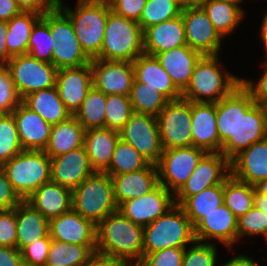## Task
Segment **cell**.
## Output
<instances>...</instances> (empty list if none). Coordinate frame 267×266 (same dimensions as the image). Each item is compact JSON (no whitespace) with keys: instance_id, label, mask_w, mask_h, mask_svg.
<instances>
[{"instance_id":"1","label":"cell","mask_w":267,"mask_h":266,"mask_svg":"<svg viewBox=\"0 0 267 266\" xmlns=\"http://www.w3.org/2000/svg\"><path fill=\"white\" fill-rule=\"evenodd\" d=\"M216 120L221 153L229 161L267 137V110L241 84L216 102Z\"/></svg>"},{"instance_id":"2","label":"cell","mask_w":267,"mask_h":266,"mask_svg":"<svg viewBox=\"0 0 267 266\" xmlns=\"http://www.w3.org/2000/svg\"><path fill=\"white\" fill-rule=\"evenodd\" d=\"M143 235V226L117 210L96 226V251L137 266L143 258Z\"/></svg>"},{"instance_id":"3","label":"cell","mask_w":267,"mask_h":266,"mask_svg":"<svg viewBox=\"0 0 267 266\" xmlns=\"http://www.w3.org/2000/svg\"><path fill=\"white\" fill-rule=\"evenodd\" d=\"M218 57L219 55H203L200 58L189 85L182 92L183 99L190 102L216 103L241 84L240 77L222 69L223 65L221 67Z\"/></svg>"},{"instance_id":"4","label":"cell","mask_w":267,"mask_h":266,"mask_svg":"<svg viewBox=\"0 0 267 266\" xmlns=\"http://www.w3.org/2000/svg\"><path fill=\"white\" fill-rule=\"evenodd\" d=\"M57 6L71 20L75 35L85 54L94 59L100 54L104 39V29L111 11L108 0H77L75 10L64 1Z\"/></svg>"},{"instance_id":"5","label":"cell","mask_w":267,"mask_h":266,"mask_svg":"<svg viewBox=\"0 0 267 266\" xmlns=\"http://www.w3.org/2000/svg\"><path fill=\"white\" fill-rule=\"evenodd\" d=\"M196 241L194 226L179 205H173L164 215L144 226L143 257L167 249L186 248Z\"/></svg>"},{"instance_id":"6","label":"cell","mask_w":267,"mask_h":266,"mask_svg":"<svg viewBox=\"0 0 267 266\" xmlns=\"http://www.w3.org/2000/svg\"><path fill=\"white\" fill-rule=\"evenodd\" d=\"M144 53L143 30L138 22L108 13L100 54L104 60L133 62Z\"/></svg>"},{"instance_id":"7","label":"cell","mask_w":267,"mask_h":266,"mask_svg":"<svg viewBox=\"0 0 267 266\" xmlns=\"http://www.w3.org/2000/svg\"><path fill=\"white\" fill-rule=\"evenodd\" d=\"M72 209L96 226L118 210L112 178L105 172H95L73 190Z\"/></svg>"},{"instance_id":"8","label":"cell","mask_w":267,"mask_h":266,"mask_svg":"<svg viewBox=\"0 0 267 266\" xmlns=\"http://www.w3.org/2000/svg\"><path fill=\"white\" fill-rule=\"evenodd\" d=\"M1 167L22 200L51 181V159L44 150H23Z\"/></svg>"},{"instance_id":"9","label":"cell","mask_w":267,"mask_h":266,"mask_svg":"<svg viewBox=\"0 0 267 266\" xmlns=\"http://www.w3.org/2000/svg\"><path fill=\"white\" fill-rule=\"evenodd\" d=\"M42 18L49 24L52 44V64L59 70L89 64L91 59L83 51L69 17L56 5Z\"/></svg>"},{"instance_id":"10","label":"cell","mask_w":267,"mask_h":266,"mask_svg":"<svg viewBox=\"0 0 267 266\" xmlns=\"http://www.w3.org/2000/svg\"><path fill=\"white\" fill-rule=\"evenodd\" d=\"M5 65L21 99L32 92L56 85L58 69L53 64L39 61L29 54L12 56Z\"/></svg>"},{"instance_id":"11","label":"cell","mask_w":267,"mask_h":266,"mask_svg":"<svg viewBox=\"0 0 267 266\" xmlns=\"http://www.w3.org/2000/svg\"><path fill=\"white\" fill-rule=\"evenodd\" d=\"M206 153L194 146L163 150L156 164L159 184L175 195L190 178Z\"/></svg>"},{"instance_id":"12","label":"cell","mask_w":267,"mask_h":266,"mask_svg":"<svg viewBox=\"0 0 267 266\" xmlns=\"http://www.w3.org/2000/svg\"><path fill=\"white\" fill-rule=\"evenodd\" d=\"M156 117L163 150L192 146L190 101H169Z\"/></svg>"},{"instance_id":"13","label":"cell","mask_w":267,"mask_h":266,"mask_svg":"<svg viewBox=\"0 0 267 266\" xmlns=\"http://www.w3.org/2000/svg\"><path fill=\"white\" fill-rule=\"evenodd\" d=\"M120 139L134 147L149 163L159 162L163 148L156 116L133 112L120 130Z\"/></svg>"},{"instance_id":"14","label":"cell","mask_w":267,"mask_h":266,"mask_svg":"<svg viewBox=\"0 0 267 266\" xmlns=\"http://www.w3.org/2000/svg\"><path fill=\"white\" fill-rule=\"evenodd\" d=\"M186 44L202 55H220L223 38L215 30L204 9L198 3L182 8Z\"/></svg>"},{"instance_id":"15","label":"cell","mask_w":267,"mask_h":266,"mask_svg":"<svg viewBox=\"0 0 267 266\" xmlns=\"http://www.w3.org/2000/svg\"><path fill=\"white\" fill-rule=\"evenodd\" d=\"M229 175L230 161L221 152H207L190 178L174 195L175 204L180 205L187 197L221 184Z\"/></svg>"},{"instance_id":"16","label":"cell","mask_w":267,"mask_h":266,"mask_svg":"<svg viewBox=\"0 0 267 266\" xmlns=\"http://www.w3.org/2000/svg\"><path fill=\"white\" fill-rule=\"evenodd\" d=\"M173 205L174 195L158 184L149 193L123 202L118 210L133 223L144 227L164 215Z\"/></svg>"},{"instance_id":"17","label":"cell","mask_w":267,"mask_h":266,"mask_svg":"<svg viewBox=\"0 0 267 266\" xmlns=\"http://www.w3.org/2000/svg\"><path fill=\"white\" fill-rule=\"evenodd\" d=\"M93 85L105 93L129 96L134 81L132 62L91 59Z\"/></svg>"},{"instance_id":"18","label":"cell","mask_w":267,"mask_h":266,"mask_svg":"<svg viewBox=\"0 0 267 266\" xmlns=\"http://www.w3.org/2000/svg\"><path fill=\"white\" fill-rule=\"evenodd\" d=\"M238 218L223 203L206 216L194 227L195 239L198 242L211 243L216 240L229 250L238 242ZM211 240V241H210Z\"/></svg>"},{"instance_id":"19","label":"cell","mask_w":267,"mask_h":266,"mask_svg":"<svg viewBox=\"0 0 267 266\" xmlns=\"http://www.w3.org/2000/svg\"><path fill=\"white\" fill-rule=\"evenodd\" d=\"M92 86L93 73L90 63L57 71L55 87L71 115H74L80 108Z\"/></svg>"},{"instance_id":"20","label":"cell","mask_w":267,"mask_h":266,"mask_svg":"<svg viewBox=\"0 0 267 266\" xmlns=\"http://www.w3.org/2000/svg\"><path fill=\"white\" fill-rule=\"evenodd\" d=\"M51 159V181L74 190L95 171L84 146Z\"/></svg>"},{"instance_id":"21","label":"cell","mask_w":267,"mask_h":266,"mask_svg":"<svg viewBox=\"0 0 267 266\" xmlns=\"http://www.w3.org/2000/svg\"><path fill=\"white\" fill-rule=\"evenodd\" d=\"M49 235L68 244L96 245V225L73 209L49 220Z\"/></svg>"},{"instance_id":"22","label":"cell","mask_w":267,"mask_h":266,"mask_svg":"<svg viewBox=\"0 0 267 266\" xmlns=\"http://www.w3.org/2000/svg\"><path fill=\"white\" fill-rule=\"evenodd\" d=\"M192 146L206 152H221L216 103L191 102Z\"/></svg>"},{"instance_id":"23","label":"cell","mask_w":267,"mask_h":266,"mask_svg":"<svg viewBox=\"0 0 267 266\" xmlns=\"http://www.w3.org/2000/svg\"><path fill=\"white\" fill-rule=\"evenodd\" d=\"M230 174L252 186L267 178V137L253 143L230 161Z\"/></svg>"},{"instance_id":"24","label":"cell","mask_w":267,"mask_h":266,"mask_svg":"<svg viewBox=\"0 0 267 266\" xmlns=\"http://www.w3.org/2000/svg\"><path fill=\"white\" fill-rule=\"evenodd\" d=\"M23 150H45L52 125L22 102L12 112Z\"/></svg>"},{"instance_id":"25","label":"cell","mask_w":267,"mask_h":266,"mask_svg":"<svg viewBox=\"0 0 267 266\" xmlns=\"http://www.w3.org/2000/svg\"><path fill=\"white\" fill-rule=\"evenodd\" d=\"M202 56L200 52L191 49L188 45L155 55L181 93L189 85L194 68Z\"/></svg>"},{"instance_id":"26","label":"cell","mask_w":267,"mask_h":266,"mask_svg":"<svg viewBox=\"0 0 267 266\" xmlns=\"http://www.w3.org/2000/svg\"><path fill=\"white\" fill-rule=\"evenodd\" d=\"M143 41L144 53L153 56L187 45L182 15L146 28L143 31Z\"/></svg>"},{"instance_id":"27","label":"cell","mask_w":267,"mask_h":266,"mask_svg":"<svg viewBox=\"0 0 267 266\" xmlns=\"http://www.w3.org/2000/svg\"><path fill=\"white\" fill-rule=\"evenodd\" d=\"M111 178L118 207L127 200L149 193L159 184L157 166L151 163L141 170Z\"/></svg>"},{"instance_id":"28","label":"cell","mask_w":267,"mask_h":266,"mask_svg":"<svg viewBox=\"0 0 267 266\" xmlns=\"http://www.w3.org/2000/svg\"><path fill=\"white\" fill-rule=\"evenodd\" d=\"M25 200L47 220H51L72 209L73 191L49 181Z\"/></svg>"},{"instance_id":"29","label":"cell","mask_w":267,"mask_h":266,"mask_svg":"<svg viewBox=\"0 0 267 266\" xmlns=\"http://www.w3.org/2000/svg\"><path fill=\"white\" fill-rule=\"evenodd\" d=\"M132 65L136 81L156 88L169 101L182 98V93L172 83L170 75L155 56L143 53L132 62Z\"/></svg>"},{"instance_id":"30","label":"cell","mask_w":267,"mask_h":266,"mask_svg":"<svg viewBox=\"0 0 267 266\" xmlns=\"http://www.w3.org/2000/svg\"><path fill=\"white\" fill-rule=\"evenodd\" d=\"M120 132L109 128L85 130L83 146L95 172H104L112 159Z\"/></svg>"},{"instance_id":"31","label":"cell","mask_w":267,"mask_h":266,"mask_svg":"<svg viewBox=\"0 0 267 266\" xmlns=\"http://www.w3.org/2000/svg\"><path fill=\"white\" fill-rule=\"evenodd\" d=\"M16 224L18 250L49 235V220L26 200L16 206Z\"/></svg>"},{"instance_id":"32","label":"cell","mask_w":267,"mask_h":266,"mask_svg":"<svg viewBox=\"0 0 267 266\" xmlns=\"http://www.w3.org/2000/svg\"><path fill=\"white\" fill-rule=\"evenodd\" d=\"M85 129L72 115L51 127L50 138L44 152L49 158L57 157L83 146Z\"/></svg>"},{"instance_id":"33","label":"cell","mask_w":267,"mask_h":266,"mask_svg":"<svg viewBox=\"0 0 267 266\" xmlns=\"http://www.w3.org/2000/svg\"><path fill=\"white\" fill-rule=\"evenodd\" d=\"M22 103L51 125L72 116L60 99L56 87L32 92L22 99Z\"/></svg>"},{"instance_id":"34","label":"cell","mask_w":267,"mask_h":266,"mask_svg":"<svg viewBox=\"0 0 267 266\" xmlns=\"http://www.w3.org/2000/svg\"><path fill=\"white\" fill-rule=\"evenodd\" d=\"M198 4L204 9L215 30L222 38L232 34L245 16L244 8L232 3L201 0Z\"/></svg>"},{"instance_id":"35","label":"cell","mask_w":267,"mask_h":266,"mask_svg":"<svg viewBox=\"0 0 267 266\" xmlns=\"http://www.w3.org/2000/svg\"><path fill=\"white\" fill-rule=\"evenodd\" d=\"M223 204V182L187 197L179 206L195 227L206 214Z\"/></svg>"},{"instance_id":"36","label":"cell","mask_w":267,"mask_h":266,"mask_svg":"<svg viewBox=\"0 0 267 266\" xmlns=\"http://www.w3.org/2000/svg\"><path fill=\"white\" fill-rule=\"evenodd\" d=\"M42 16L34 12H20L8 21L6 46L12 56L28 54V43L34 24Z\"/></svg>"},{"instance_id":"37","label":"cell","mask_w":267,"mask_h":266,"mask_svg":"<svg viewBox=\"0 0 267 266\" xmlns=\"http://www.w3.org/2000/svg\"><path fill=\"white\" fill-rule=\"evenodd\" d=\"M96 251V245L68 244L51 239L46 260L47 266H85Z\"/></svg>"},{"instance_id":"38","label":"cell","mask_w":267,"mask_h":266,"mask_svg":"<svg viewBox=\"0 0 267 266\" xmlns=\"http://www.w3.org/2000/svg\"><path fill=\"white\" fill-rule=\"evenodd\" d=\"M254 189L230 174L223 181V203L239 218L254 206Z\"/></svg>"},{"instance_id":"39","label":"cell","mask_w":267,"mask_h":266,"mask_svg":"<svg viewBox=\"0 0 267 266\" xmlns=\"http://www.w3.org/2000/svg\"><path fill=\"white\" fill-rule=\"evenodd\" d=\"M106 94L94 85L89 89L80 108L73 115L85 130L105 127Z\"/></svg>"},{"instance_id":"40","label":"cell","mask_w":267,"mask_h":266,"mask_svg":"<svg viewBox=\"0 0 267 266\" xmlns=\"http://www.w3.org/2000/svg\"><path fill=\"white\" fill-rule=\"evenodd\" d=\"M129 98L133 112L153 116H157L169 102L156 88L147 86V83H142L135 79Z\"/></svg>"},{"instance_id":"41","label":"cell","mask_w":267,"mask_h":266,"mask_svg":"<svg viewBox=\"0 0 267 266\" xmlns=\"http://www.w3.org/2000/svg\"><path fill=\"white\" fill-rule=\"evenodd\" d=\"M149 164L134 147L119 139L109 167L104 172L111 177L141 170Z\"/></svg>"},{"instance_id":"42","label":"cell","mask_w":267,"mask_h":266,"mask_svg":"<svg viewBox=\"0 0 267 266\" xmlns=\"http://www.w3.org/2000/svg\"><path fill=\"white\" fill-rule=\"evenodd\" d=\"M182 7L174 0H147L138 24L146 28L181 15Z\"/></svg>"},{"instance_id":"43","label":"cell","mask_w":267,"mask_h":266,"mask_svg":"<svg viewBox=\"0 0 267 266\" xmlns=\"http://www.w3.org/2000/svg\"><path fill=\"white\" fill-rule=\"evenodd\" d=\"M49 24L41 17L33 26L28 43V54L39 61L52 64V44Z\"/></svg>"},{"instance_id":"44","label":"cell","mask_w":267,"mask_h":266,"mask_svg":"<svg viewBox=\"0 0 267 266\" xmlns=\"http://www.w3.org/2000/svg\"><path fill=\"white\" fill-rule=\"evenodd\" d=\"M23 151L12 113L0 114V166Z\"/></svg>"},{"instance_id":"45","label":"cell","mask_w":267,"mask_h":266,"mask_svg":"<svg viewBox=\"0 0 267 266\" xmlns=\"http://www.w3.org/2000/svg\"><path fill=\"white\" fill-rule=\"evenodd\" d=\"M133 113L129 96L119 94L106 95L105 128L119 131Z\"/></svg>"},{"instance_id":"46","label":"cell","mask_w":267,"mask_h":266,"mask_svg":"<svg viewBox=\"0 0 267 266\" xmlns=\"http://www.w3.org/2000/svg\"><path fill=\"white\" fill-rule=\"evenodd\" d=\"M238 241L242 237L267 236V214L254 206L237 220Z\"/></svg>"},{"instance_id":"47","label":"cell","mask_w":267,"mask_h":266,"mask_svg":"<svg viewBox=\"0 0 267 266\" xmlns=\"http://www.w3.org/2000/svg\"><path fill=\"white\" fill-rule=\"evenodd\" d=\"M193 246L185 248L182 266H216L217 247L213 243L195 241Z\"/></svg>"},{"instance_id":"48","label":"cell","mask_w":267,"mask_h":266,"mask_svg":"<svg viewBox=\"0 0 267 266\" xmlns=\"http://www.w3.org/2000/svg\"><path fill=\"white\" fill-rule=\"evenodd\" d=\"M21 102L8 68L0 64V114L12 113Z\"/></svg>"},{"instance_id":"49","label":"cell","mask_w":267,"mask_h":266,"mask_svg":"<svg viewBox=\"0 0 267 266\" xmlns=\"http://www.w3.org/2000/svg\"><path fill=\"white\" fill-rule=\"evenodd\" d=\"M185 248H167L145 255L137 266H182Z\"/></svg>"},{"instance_id":"50","label":"cell","mask_w":267,"mask_h":266,"mask_svg":"<svg viewBox=\"0 0 267 266\" xmlns=\"http://www.w3.org/2000/svg\"><path fill=\"white\" fill-rule=\"evenodd\" d=\"M51 244V237L41 238L23 247L21 255L24 265H46V260Z\"/></svg>"},{"instance_id":"51","label":"cell","mask_w":267,"mask_h":266,"mask_svg":"<svg viewBox=\"0 0 267 266\" xmlns=\"http://www.w3.org/2000/svg\"><path fill=\"white\" fill-rule=\"evenodd\" d=\"M16 241V207L11 210H0V246L16 248Z\"/></svg>"},{"instance_id":"52","label":"cell","mask_w":267,"mask_h":266,"mask_svg":"<svg viewBox=\"0 0 267 266\" xmlns=\"http://www.w3.org/2000/svg\"><path fill=\"white\" fill-rule=\"evenodd\" d=\"M111 10L136 22H139L147 0H108Z\"/></svg>"},{"instance_id":"53","label":"cell","mask_w":267,"mask_h":266,"mask_svg":"<svg viewBox=\"0 0 267 266\" xmlns=\"http://www.w3.org/2000/svg\"><path fill=\"white\" fill-rule=\"evenodd\" d=\"M265 58L266 61L262 63L265 69L264 73L256 83L252 80L241 78V85L251 94L255 103L264 107L267 105V56Z\"/></svg>"},{"instance_id":"54","label":"cell","mask_w":267,"mask_h":266,"mask_svg":"<svg viewBox=\"0 0 267 266\" xmlns=\"http://www.w3.org/2000/svg\"><path fill=\"white\" fill-rule=\"evenodd\" d=\"M22 199L13 190L4 169L0 166V210L14 209Z\"/></svg>"},{"instance_id":"55","label":"cell","mask_w":267,"mask_h":266,"mask_svg":"<svg viewBox=\"0 0 267 266\" xmlns=\"http://www.w3.org/2000/svg\"><path fill=\"white\" fill-rule=\"evenodd\" d=\"M22 12H34L41 16L51 11L63 0H14Z\"/></svg>"},{"instance_id":"56","label":"cell","mask_w":267,"mask_h":266,"mask_svg":"<svg viewBox=\"0 0 267 266\" xmlns=\"http://www.w3.org/2000/svg\"><path fill=\"white\" fill-rule=\"evenodd\" d=\"M21 251L17 248L0 246V266H23Z\"/></svg>"},{"instance_id":"57","label":"cell","mask_w":267,"mask_h":266,"mask_svg":"<svg viewBox=\"0 0 267 266\" xmlns=\"http://www.w3.org/2000/svg\"><path fill=\"white\" fill-rule=\"evenodd\" d=\"M85 266H132L128 262L95 251Z\"/></svg>"},{"instance_id":"58","label":"cell","mask_w":267,"mask_h":266,"mask_svg":"<svg viewBox=\"0 0 267 266\" xmlns=\"http://www.w3.org/2000/svg\"><path fill=\"white\" fill-rule=\"evenodd\" d=\"M20 12L14 0H0V21L8 22Z\"/></svg>"},{"instance_id":"59","label":"cell","mask_w":267,"mask_h":266,"mask_svg":"<svg viewBox=\"0 0 267 266\" xmlns=\"http://www.w3.org/2000/svg\"><path fill=\"white\" fill-rule=\"evenodd\" d=\"M7 30H8V22L0 21V64H6L12 55L7 50Z\"/></svg>"},{"instance_id":"60","label":"cell","mask_w":267,"mask_h":266,"mask_svg":"<svg viewBox=\"0 0 267 266\" xmlns=\"http://www.w3.org/2000/svg\"><path fill=\"white\" fill-rule=\"evenodd\" d=\"M222 266H259L258 261L248 255H235Z\"/></svg>"},{"instance_id":"61","label":"cell","mask_w":267,"mask_h":266,"mask_svg":"<svg viewBox=\"0 0 267 266\" xmlns=\"http://www.w3.org/2000/svg\"><path fill=\"white\" fill-rule=\"evenodd\" d=\"M253 205L258 210L263 211L264 213L267 214V196L258 193L255 189H254Z\"/></svg>"},{"instance_id":"62","label":"cell","mask_w":267,"mask_h":266,"mask_svg":"<svg viewBox=\"0 0 267 266\" xmlns=\"http://www.w3.org/2000/svg\"><path fill=\"white\" fill-rule=\"evenodd\" d=\"M264 13L265 15L263 16V20L261 22V27L259 31L260 32L259 40L263 42V45L265 46L264 48L266 50L264 52L266 53L265 55L267 56V11Z\"/></svg>"},{"instance_id":"63","label":"cell","mask_w":267,"mask_h":266,"mask_svg":"<svg viewBox=\"0 0 267 266\" xmlns=\"http://www.w3.org/2000/svg\"><path fill=\"white\" fill-rule=\"evenodd\" d=\"M254 188L258 193L267 196V178L254 185Z\"/></svg>"},{"instance_id":"64","label":"cell","mask_w":267,"mask_h":266,"mask_svg":"<svg viewBox=\"0 0 267 266\" xmlns=\"http://www.w3.org/2000/svg\"><path fill=\"white\" fill-rule=\"evenodd\" d=\"M218 1L232 3V4H235V5H238L239 7H241L240 4L242 2H244V0H218Z\"/></svg>"},{"instance_id":"65","label":"cell","mask_w":267,"mask_h":266,"mask_svg":"<svg viewBox=\"0 0 267 266\" xmlns=\"http://www.w3.org/2000/svg\"><path fill=\"white\" fill-rule=\"evenodd\" d=\"M174 1H176L182 8L187 4H189L187 0H174Z\"/></svg>"},{"instance_id":"66","label":"cell","mask_w":267,"mask_h":266,"mask_svg":"<svg viewBox=\"0 0 267 266\" xmlns=\"http://www.w3.org/2000/svg\"><path fill=\"white\" fill-rule=\"evenodd\" d=\"M189 3H198L200 2L201 0H187Z\"/></svg>"},{"instance_id":"67","label":"cell","mask_w":267,"mask_h":266,"mask_svg":"<svg viewBox=\"0 0 267 266\" xmlns=\"http://www.w3.org/2000/svg\"><path fill=\"white\" fill-rule=\"evenodd\" d=\"M26 266H47V265H26Z\"/></svg>"}]
</instances>
